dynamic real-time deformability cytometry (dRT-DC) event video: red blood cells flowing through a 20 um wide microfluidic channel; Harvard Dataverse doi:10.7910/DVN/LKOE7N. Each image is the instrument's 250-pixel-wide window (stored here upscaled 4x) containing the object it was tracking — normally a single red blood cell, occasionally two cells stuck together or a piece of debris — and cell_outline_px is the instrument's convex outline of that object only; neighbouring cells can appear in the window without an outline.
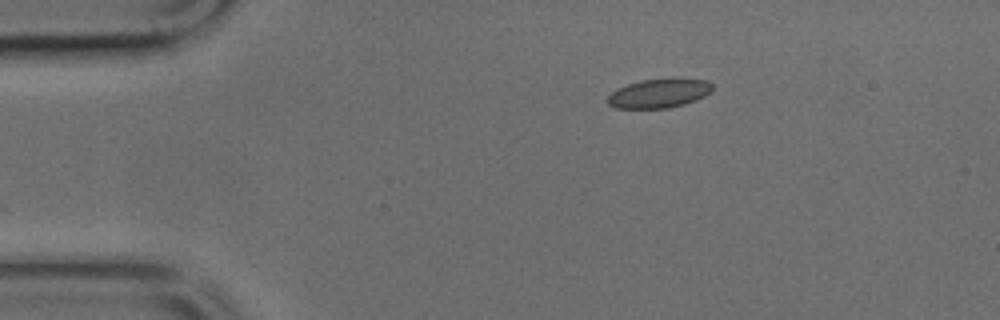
{"species": "common noctule bat (a hibernating species)", "species_latin": "Nyctalus noctula", "temperature_condition": "cold", "stored_images_in_passage": 39, "camera_frame_rate_fps": 3000, "um_per_image_px": 0.085, "animal": {"sex": "male", "body_mass_g": 17.9, "forearm_length_mm": 54.2}, "frame": {"image": 1, "passage_image": 1, "time_ms": 0.0, "image_size_px": [1000, 320], "cell_outline_px": [[712, 92], [696, 100], [684, 104], [668, 108], [616, 108], [608, 104], [608, 96], [612, 92], [628, 84], [644, 80], [672, 76], [676, 76], [708, 80], [712, 84]], "centroid_in_image_um": [56.1, 7.89], "position_along_channel_um": 28.9, "area_um2": 18.15}}
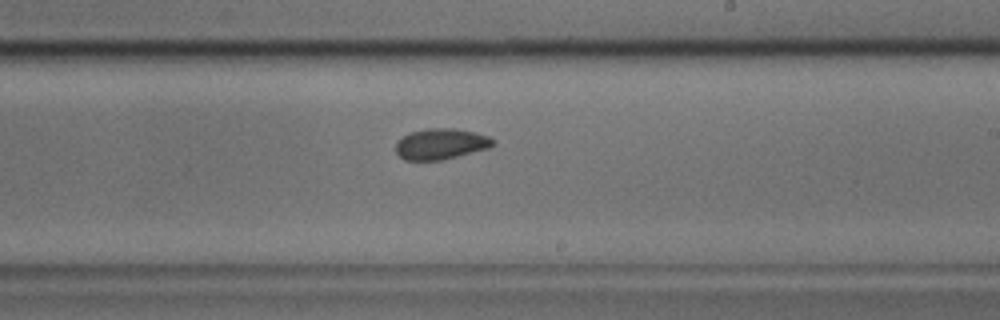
{"frame": {"image": 2, "passage_image": 21, "time_ms": 6.667, "image_size_px": [1000, 320], "cell_outline_px": [[496, 144], [488, 148], [444, 160], [404, 160], [396, 152], [396, 144], [404, 136], [412, 132], [428, 128], [456, 128], [476, 132], [488, 136], [496, 140]], "centroid_in_image_um": [37.53, 12.23], "position_along_channel_um": 251.5, "area_um2": 17.51}}
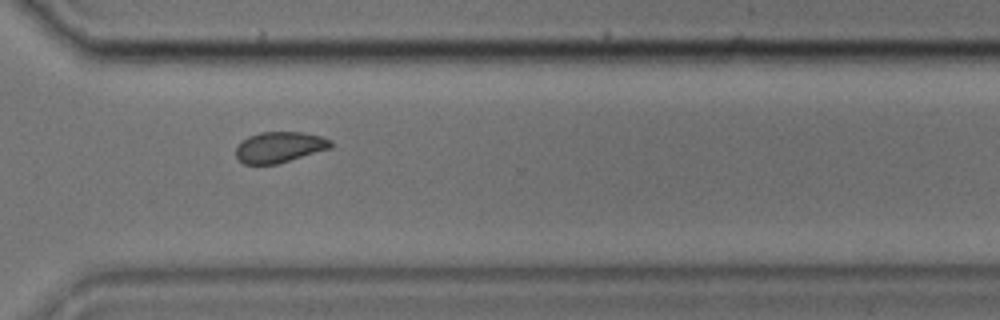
{"frame": {"image": 3, "passage_image": 28, "time_ms": 9.0, "image_size_px": [1000, 320], "cell_outline_px": [[332, 148], [276, 164], [244, 164], [236, 156], [236, 148], [248, 136], [260, 132], [304, 132], [320, 136], [332, 140]], "centroid_in_image_um": [23.78, 12.5], "position_along_channel_um": 346.8, "area_um2": 16.94}}